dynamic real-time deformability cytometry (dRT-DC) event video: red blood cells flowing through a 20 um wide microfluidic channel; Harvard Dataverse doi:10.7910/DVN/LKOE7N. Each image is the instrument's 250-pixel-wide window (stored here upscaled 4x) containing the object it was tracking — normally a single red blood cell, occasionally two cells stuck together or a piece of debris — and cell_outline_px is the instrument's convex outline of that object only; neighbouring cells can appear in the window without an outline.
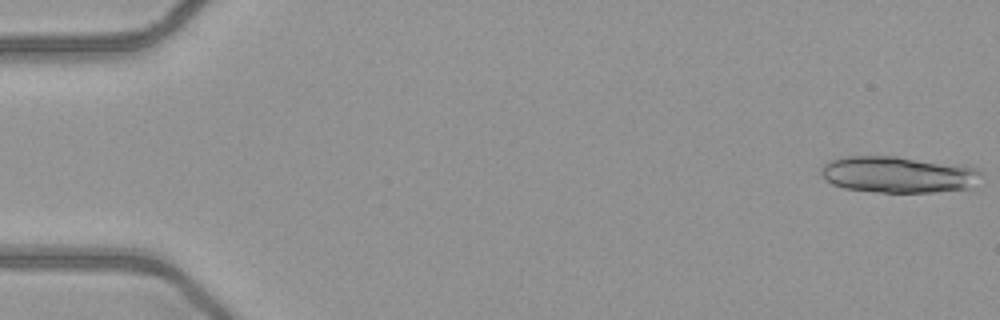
{"species": "common noctule bat (a hibernating species)", "species_latin": "Nyctalus noctula", "temperature_condition": "warm", "stored_images_in_passage": 16, "camera_frame_rate_fps": 3000, "um_per_image_px": 0.085, "animal": {"sex": "female", "body_mass_g": 21.9}, "frame": {"image": 1, "passage_image": 1, "time_ms": 0.0, "image_size_px": [1000, 320], "cell_outline_px": [[980, 172], [968, 188], [936, 192], [876, 192], [844, 188], [832, 184], [824, 180], [820, 172], [820, 168], [828, 160], [848, 156], [896, 156], [964, 164], [976, 168]], "centroid_in_image_um": [76.27, 14.82], "position_along_channel_um": 8.7, "area_um2": 34.1}}
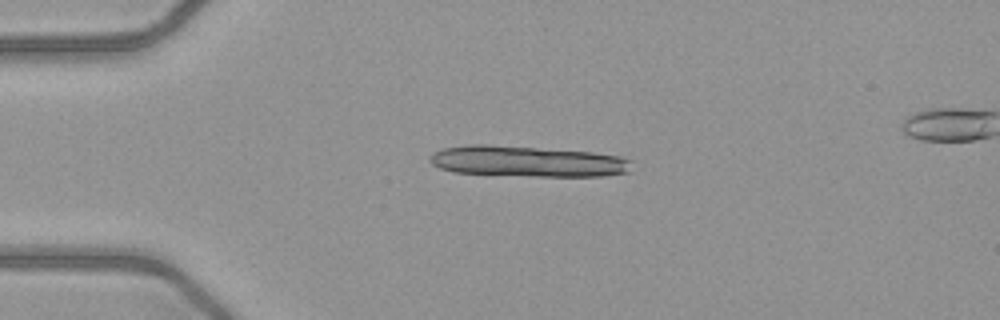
{"frame": {"image": 2, "passage_image": 12, "time_ms": 3.667, "image_size_px": [1000, 320], "cell_outline_px": [[632, 172], [604, 176], [532, 176], [452, 172], [440, 168], [432, 164], [428, 160], [428, 156], [432, 152], [444, 148], [468, 144], [488, 144], [592, 152], [620, 156], [632, 160]], "centroid_in_image_um": [44.84, 13.71], "position_along_channel_um": 40.2, "area_um2": 36.7}}